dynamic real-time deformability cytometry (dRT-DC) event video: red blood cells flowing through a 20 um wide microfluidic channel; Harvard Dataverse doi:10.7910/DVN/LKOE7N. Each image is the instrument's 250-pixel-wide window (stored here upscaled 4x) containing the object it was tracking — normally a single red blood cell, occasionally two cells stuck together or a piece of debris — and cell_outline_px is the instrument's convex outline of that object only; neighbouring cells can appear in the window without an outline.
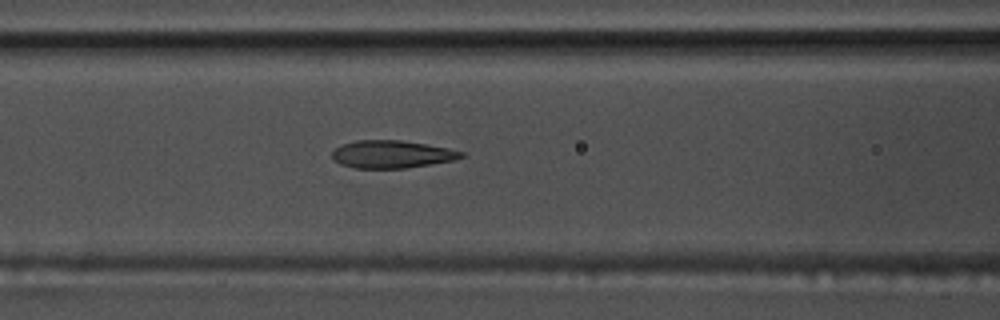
{"species": "common noctule bat (a hibernating species)", "species_latin": "Nyctalus noctula", "temperature_condition": "warm", "stored_images_in_passage": 44, "camera_frame_rate_fps": 3000, "um_per_image_px": 0.085, "animal": {"sex": "male", "body_mass_g": 17.5, "forearm_length_mm": 52.3}, "frame": {"image": 1, "passage_image": 12, "time_ms": 3.667, "image_size_px": [1000, 320], "cell_outline_px": [[468, 156], [452, 160], [404, 168], [356, 168], [340, 164], [332, 160], [332, 152], [336, 148], [344, 144], [356, 140], [400, 140], [448, 148], [464, 152]], "centroid_in_image_um": [33.29, 13.11], "position_along_channel_um": 133.3, "area_um2": 20.63}}
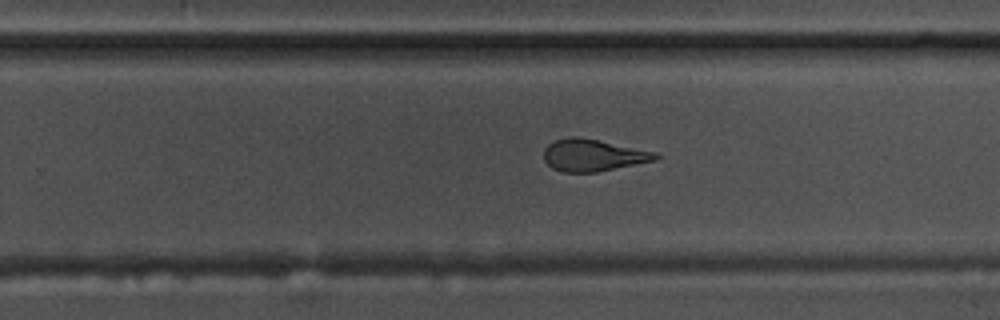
{"frame": {"image": 2, "passage_image": 24, "time_ms": 7.667, "image_size_px": [1000, 320], "cell_outline_px": [[660, 156], [656, 160], [596, 172], [564, 172], [552, 168], [544, 160], [544, 148], [548, 144], [556, 140], [572, 136], [576, 136], [656, 152]], "centroid_in_image_um": [50.38, 13.2], "position_along_channel_um": 279.4, "area_um2": 20.52}}
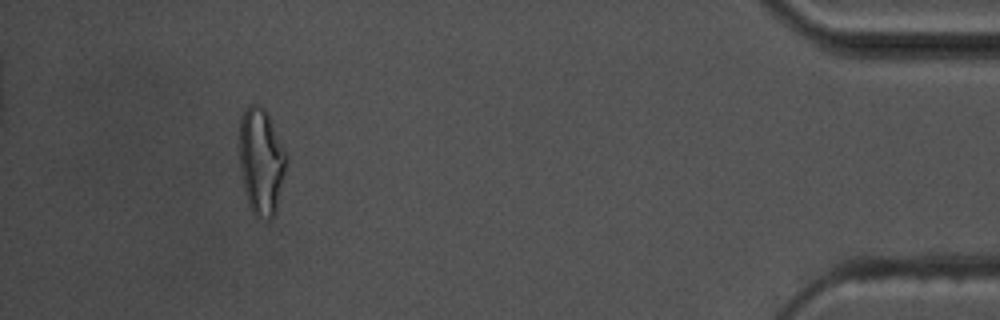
{"frame": {"image": 3, "passage_image": 40, "time_ms": 13.0, "image_size_px": [1000, 320], "cell_outline_px": [[288, 160], [276, 212], [268, 220], [256, 216], [252, 212], [248, 204], [244, 188], [240, 168], [240, 116], [244, 108], [248, 104], [260, 104], [268, 112], [288, 152]], "centroid_in_image_um": [22.23, 13.66], "position_along_channel_um": 413.0, "area_um2": 29.88}, "authors_computed_cell_mechanics": {"area_um2": 21.6461, "velocity_mm_per_s": 3.6683, "shape_relaxation_time_tau1_ms": 7.3653, "shape_relaxation_time_tau2_ms": 1.4723, "deformation_change_tau1": 0.2167, "deformation_change_tau2": 0.095}}